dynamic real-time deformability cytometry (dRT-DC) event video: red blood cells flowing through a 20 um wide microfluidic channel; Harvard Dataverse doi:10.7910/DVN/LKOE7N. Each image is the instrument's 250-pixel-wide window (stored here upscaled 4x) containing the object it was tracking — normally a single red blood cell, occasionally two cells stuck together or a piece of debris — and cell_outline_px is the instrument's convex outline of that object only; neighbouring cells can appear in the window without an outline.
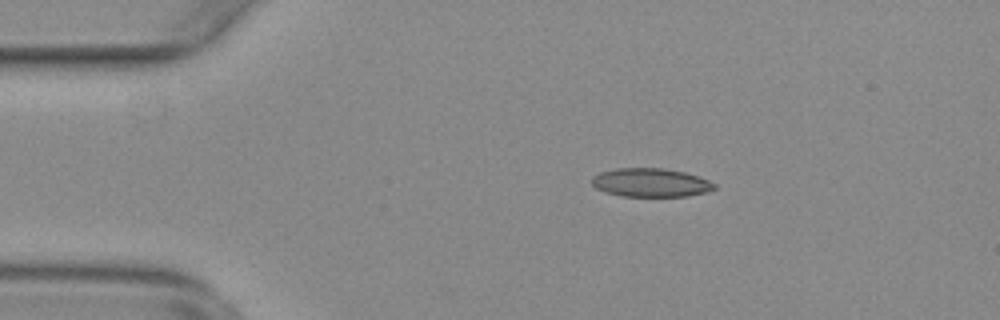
{"species": "common noctule bat (a hibernating species)", "species_latin": "Nyctalus noctula", "temperature_condition": "warm", "stored_images_in_passage": 46, "camera_frame_rate_fps": 3000, "um_per_image_px": 0.085, "animal": {"sex": "female", "body_mass_g": 29.2, "forearm_length_mm": 56.3}, "frame": {"image": 1, "passage_image": 6, "time_ms": 1.667, "image_size_px": [1000, 320], "cell_outline_px": [[716, 188], [704, 192], [688, 196], [620, 196], [604, 192], [596, 188], [592, 184], [592, 176], [600, 172], [616, 168], [664, 168], [684, 172], [708, 180], [716, 184]], "centroid_in_image_um": [55.27, 15.52], "position_along_channel_um": 29.7, "area_um2": 20.4}}
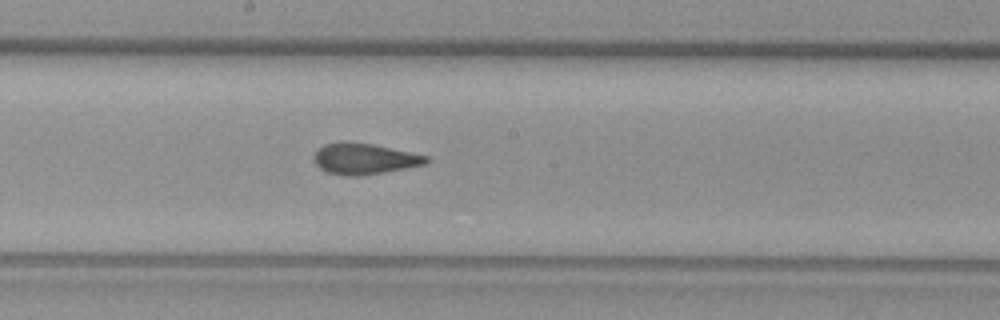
{"frame": {"image": 2, "passage_image": 25, "time_ms": 8.0, "image_size_px": [1000, 320], "cell_outline_px": [[432, 160], [424, 164], [384, 172], [356, 176], [344, 176], [328, 172], [320, 168], [312, 160], [312, 156], [324, 144], [340, 140], [348, 140], [372, 144], [428, 156]], "centroid_in_image_um": [30.92, 13.48], "position_along_channel_um": 217.3, "area_um2": 20.4}}
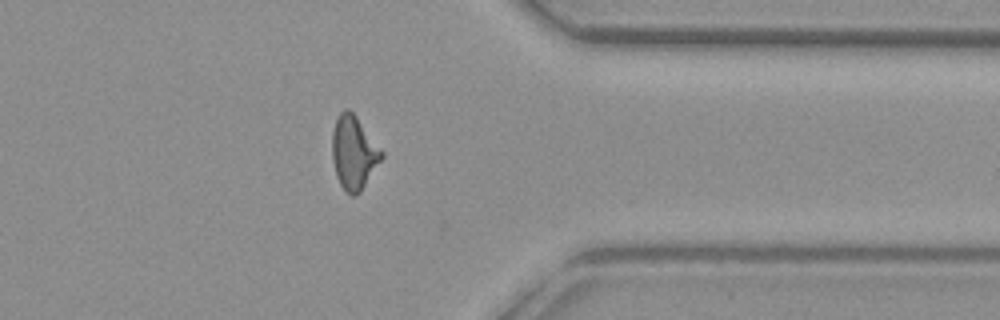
{"frame": {"image": 3, "passage_image": 39, "time_ms": 12.667, "image_size_px": [1000, 320], "cell_outline_px": [[384, 156], [360, 192], [356, 196], [352, 196], [340, 184], [336, 176], [332, 160], [332, 132], [336, 120], [340, 112], [344, 108], [348, 108], [356, 116], [384, 152]], "centroid_in_image_um": [30.07, 12.96], "position_along_channel_um": 381.3, "area_um2": 21.1}, "authors_computed_cell_mechanics": {"area_um2": 20.4612, "velocity_mm_per_s": 3.7748, "shape_relaxation_time_tau1_ms": null, "shape_relaxation_time_tau2_ms": 1.5628, "deformation_change_tau1": null, "deformation_change_tau2": 0.0775}}